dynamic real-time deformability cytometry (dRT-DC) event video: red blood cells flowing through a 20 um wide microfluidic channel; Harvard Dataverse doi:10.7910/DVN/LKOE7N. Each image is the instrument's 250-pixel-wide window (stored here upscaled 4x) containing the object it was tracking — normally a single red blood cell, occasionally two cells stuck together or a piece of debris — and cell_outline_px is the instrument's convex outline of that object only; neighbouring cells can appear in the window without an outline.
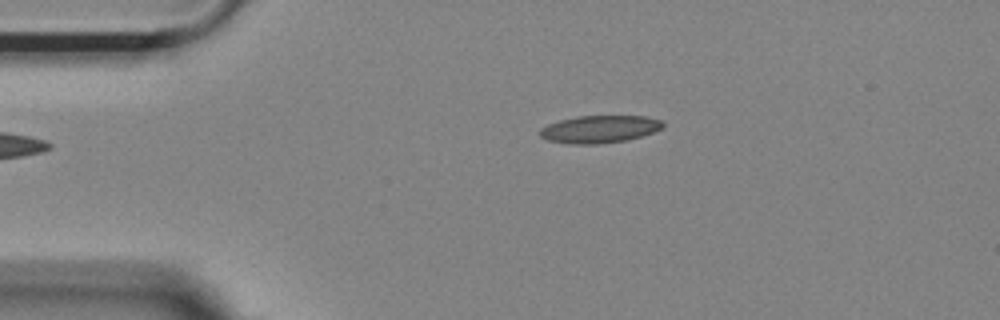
{"species": "Egyptian fruit bat (a non-hibernating species)", "species_latin": "Rousettus aegyptiacus", "temperature_condition": "room temperature", "stored_images_in_passage": 44, "camera_frame_rate_fps": 3000, "um_per_image_px": 0.085, "animal": {"sex": "female"}, "frame": {"image": 1, "passage_image": 1, "time_ms": 0.0, "image_size_px": [1000, 320], "cell_outline_px": [[664, 124], [660, 128], [652, 132], [628, 140], [596, 144], [568, 144], [548, 140], [540, 136], [540, 128], [548, 124], [560, 120], [576, 116], [644, 116], [660, 120]], "centroid_in_image_um": [50.91, 10.98], "position_along_channel_um": 34.1, "area_um2": 19.54}}
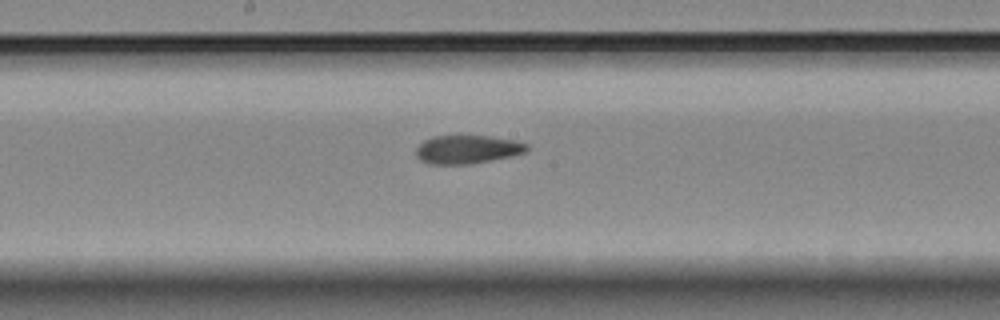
{"frame": {"image": 2, "passage_image": 18, "time_ms": 5.667, "image_size_px": [1000, 320], "cell_outline_px": [[528, 148], [524, 152], [512, 156], [472, 164], [428, 164], [420, 160], [416, 156], [416, 148], [424, 140], [432, 136], [488, 136], [516, 140], [528, 144]], "centroid_in_image_um": [39.71, 12.7], "position_along_channel_um": 208.5, "area_um2": 18.44}}
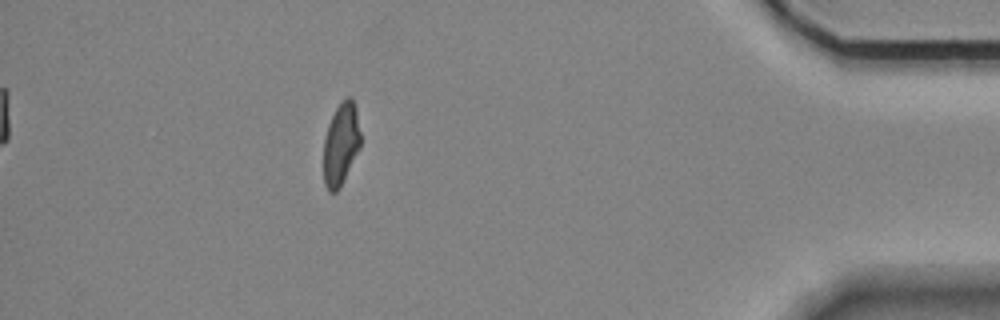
{"frame": {"image": 3, "passage_image": 38, "time_ms": 12.333, "image_size_px": [1000, 320], "cell_outline_px": [[360, 148], [340, 188], [336, 192], [328, 192], [324, 184], [324, 140], [328, 124], [336, 108], [348, 96], [352, 96], [356, 108], [360, 132]], "centroid_in_image_um": [28.98, 12.27], "position_along_channel_um": 406.2, "area_um2": 17.74}, "authors_computed_cell_mechanics": {"area_um2": 18.9006, "velocity_mm_per_s": 3.7061, "shape_relaxation_time_tau1_ms": 7.0475, "shape_relaxation_time_tau2_ms": 3.6939, "deformation_change_tau1": 0.1872, "deformation_change_tau2": 0.1231}}